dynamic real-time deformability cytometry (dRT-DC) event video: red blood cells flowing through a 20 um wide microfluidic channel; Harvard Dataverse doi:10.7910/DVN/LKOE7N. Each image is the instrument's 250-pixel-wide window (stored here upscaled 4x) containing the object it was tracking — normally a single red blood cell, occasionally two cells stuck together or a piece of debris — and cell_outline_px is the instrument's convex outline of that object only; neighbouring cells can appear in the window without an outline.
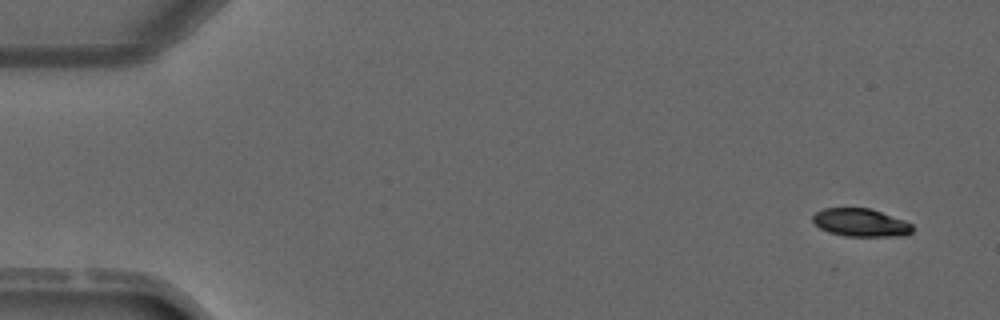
{"species": "common noctule bat (a hibernating species)", "species_latin": "Nyctalus noctula", "temperature_condition": "warm", "stored_images_in_passage": 4, "camera_frame_rate_fps": 3000, "um_per_image_px": 0.085, "animal": {"sex": "male", "forearm_length_mm": 52.5}, "frame": {"image": 1, "passage_image": 1, "time_ms": 0.0, "image_size_px": [1000, 320], "cell_outline_px": [[912, 232], [908, 236], [844, 236], [828, 232], [820, 228], [812, 220], [812, 216], [816, 212], [824, 208], [868, 208], [904, 220], [912, 224]], "centroid_in_image_um": [73.16, 18.93], "position_along_channel_um": 11.8, "area_um2": 16.24}}
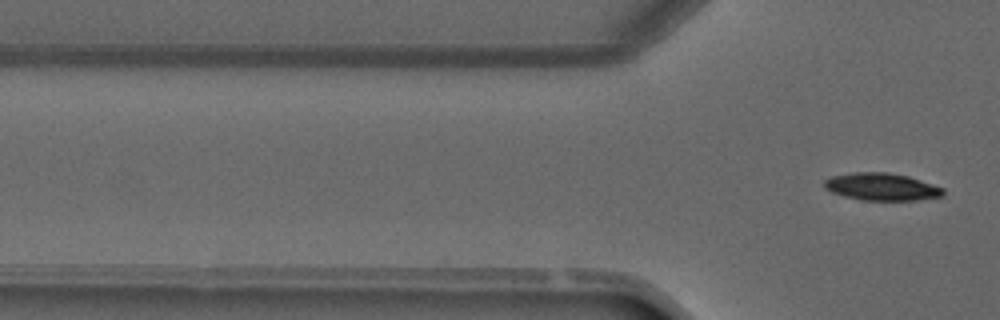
{"frame": {"image": 2, "passage_image": 4, "time_ms": 3.333, "image_size_px": [1000, 320], "cell_outline_px": [[944, 196], [916, 200], [860, 200], [832, 192], [824, 188], [824, 180], [832, 176], [856, 172], [888, 172], [908, 176], [944, 188]], "centroid_in_image_um": [74.95, 15.87], "position_along_channel_um": 50.8, "area_um2": 18.9}}